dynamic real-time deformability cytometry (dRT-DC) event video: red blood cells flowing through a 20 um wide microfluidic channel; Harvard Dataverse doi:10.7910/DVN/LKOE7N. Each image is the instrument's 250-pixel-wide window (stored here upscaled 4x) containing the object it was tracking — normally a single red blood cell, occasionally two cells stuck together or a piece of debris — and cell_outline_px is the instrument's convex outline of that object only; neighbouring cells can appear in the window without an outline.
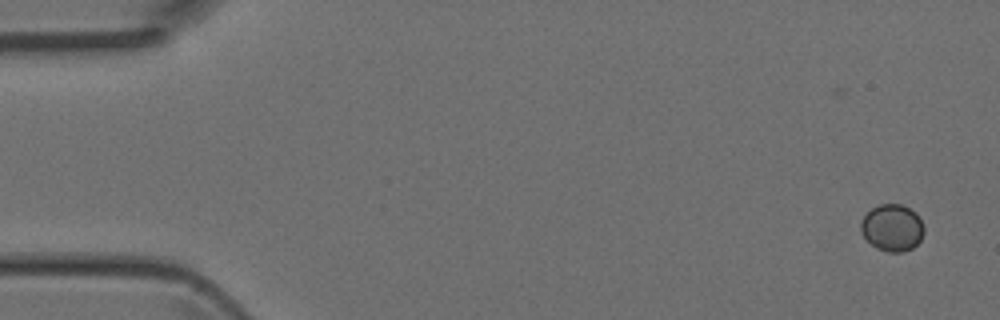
{"species": "Egyptian fruit bat (a non-hibernating species)", "species_latin": "Rousettus aegyptiacus", "temperature_condition": "room temperature", "stored_images_in_passage": 7, "camera_frame_rate_fps": 3000, "um_per_image_px": 0.085, "animal": {"sex": "female"}, "frame": {"image": 1, "passage_image": 1, "time_ms": 0.0, "image_size_px": [1000, 320], "cell_outline_px": [[924, 232], [920, 240], [912, 248], [904, 252], [888, 252], [876, 248], [860, 232], [860, 224], [864, 216], [872, 208], [880, 204], [900, 204], [916, 212], [924, 228]], "centroid_in_image_um": [75.83, 19.36], "position_along_channel_um": 9.2, "area_um2": 17.17}}
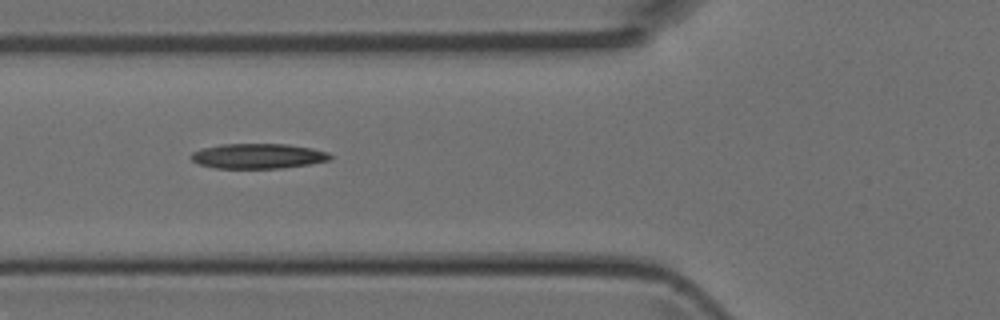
{"frame": {"image": 2, "passage_image": 6, "time_ms": 1.667, "image_size_px": [1000, 320], "cell_outline_px": [[332, 156], [328, 160], [308, 164], [280, 168], [216, 168], [200, 164], [192, 160], [188, 156], [192, 152], [200, 148], [220, 144], [288, 144], [312, 148], [328, 152]], "centroid_in_image_um": [21.88, 13.25], "position_along_channel_um": 103.9, "area_um2": 20.29}}
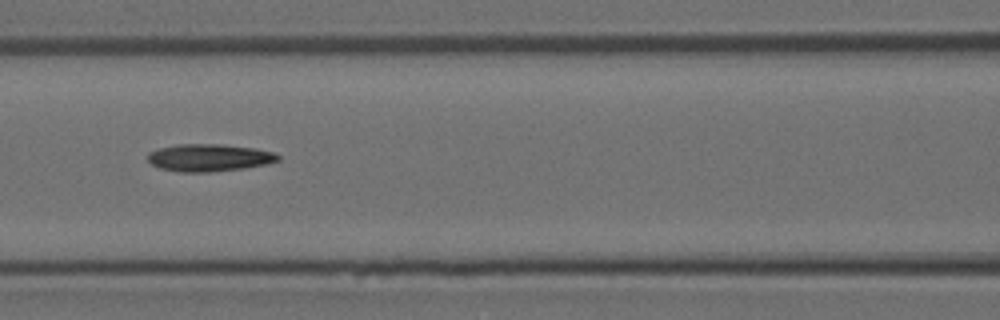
{"frame": {"image": 3, "passage_image": 7, "time_ms": 2.0, "image_size_px": [1000, 320], "cell_outline_px": [[280, 160], [264, 164], [244, 168], [208, 172], [180, 172], [160, 168], [152, 164], [148, 160], [148, 152], [160, 148], [180, 144], [220, 144], [256, 148], [272, 152], [280, 156]], "centroid_in_image_um": [17.77, 13.4], "position_along_channel_um": 148.8, "area_um2": 20.63}}